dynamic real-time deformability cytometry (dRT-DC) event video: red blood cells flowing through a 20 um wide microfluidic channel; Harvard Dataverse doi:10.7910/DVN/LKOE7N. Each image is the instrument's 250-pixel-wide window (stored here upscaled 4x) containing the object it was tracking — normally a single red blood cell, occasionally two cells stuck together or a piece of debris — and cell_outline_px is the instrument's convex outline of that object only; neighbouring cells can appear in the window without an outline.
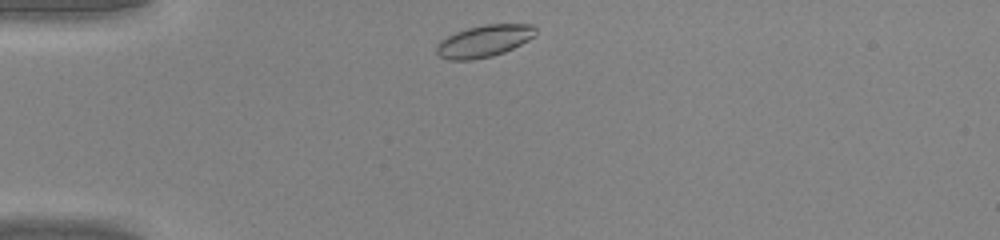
{"species": "common noctule bat (a hibernating species)", "species_latin": "Nyctalus noctula", "temperature_condition": "warm", "stored_images_in_passage": 29, "camera_frame_rate_fps": 3000, "um_per_image_px": 0.085, "animal": {"sex": "male", "body_mass_g": 20.0, "forearm_length_mm": 53.3}, "frame": {"image": 1, "passage_image": 1, "time_ms": 0.0, "image_size_px": [1000, 240], "cell_outline_px": [[536, 36], [504, 52], [492, 56], [472, 60], [448, 60], [440, 56], [436, 52], [436, 48], [440, 40], [456, 32], [468, 28], [484, 24], [532, 24], [536, 28]], "centroid_in_image_um": [41.15, 3.49], "position_along_channel_um": 43.8, "area_um2": 18.44}}
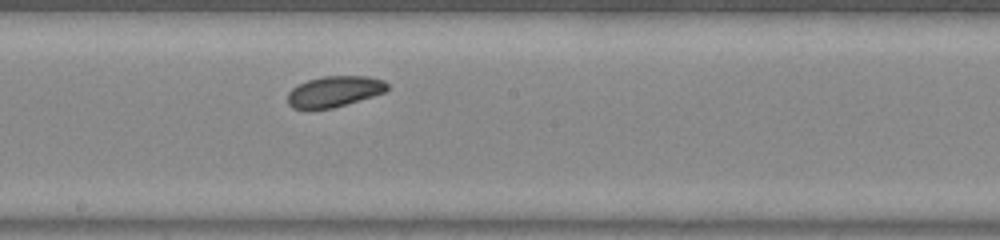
{"frame": {"image": 2, "passage_image": 15, "time_ms": 4.667, "image_size_px": [1000, 240], "cell_outline_px": [[388, 88], [384, 92], [372, 96], [332, 108], [292, 108], [288, 104], [288, 92], [292, 88], [308, 80], [320, 76], [368, 76], [384, 80], [388, 84]], "centroid_in_image_um": [28.42, 7.75], "position_along_channel_um": 219.8, "area_um2": 17.69}}
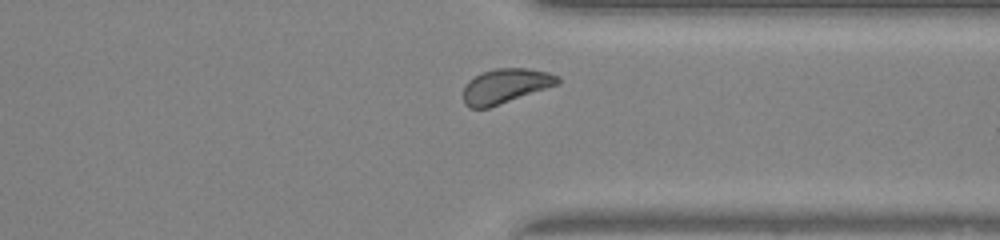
{"frame": {"image": 3, "passage_image": 25, "time_ms": 8.0, "image_size_px": [1000, 240], "cell_outline_px": [[560, 84], [488, 108], [468, 108], [464, 104], [464, 88], [468, 80], [480, 72], [496, 68], [528, 68], [548, 72], [560, 76]], "centroid_in_image_um": [42.98, 7.3], "position_along_channel_um": 368.4, "area_um2": 19.25}}